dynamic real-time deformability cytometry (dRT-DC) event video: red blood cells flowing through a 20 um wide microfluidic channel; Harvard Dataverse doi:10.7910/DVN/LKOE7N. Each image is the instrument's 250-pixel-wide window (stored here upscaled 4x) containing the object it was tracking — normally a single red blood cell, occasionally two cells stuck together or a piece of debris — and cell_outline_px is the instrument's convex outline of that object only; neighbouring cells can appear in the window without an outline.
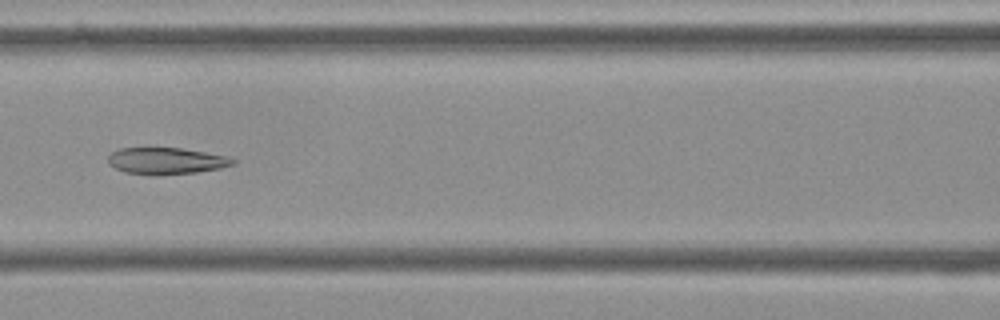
{"species": "Egyptian fruit bat (a non-hibernating species)", "species_latin": "Rousettus aegyptiacus", "temperature_condition": "cold", "stored_images_in_passage": 47, "camera_frame_rate_fps": 3000, "um_per_image_px": 0.085, "frame": {"image": 1, "passage_image": 23, "time_ms": 7.333, "image_size_px": [1000, 320], "cell_outline_px": [[236, 164], [220, 168], [196, 172], [156, 176], [124, 172], [108, 164], [108, 156], [112, 152], [120, 148], [148, 144], [180, 148], [228, 156], [236, 160]], "centroid_in_image_um": [14.07, 13.63], "position_along_channel_um": 152.5, "area_um2": 20.35}}
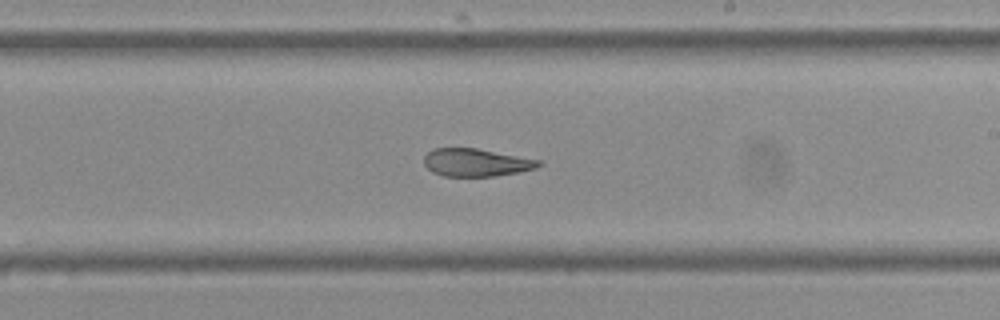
{"frame": {"image": 2, "passage_image": 31, "time_ms": 10.0, "image_size_px": [1000, 320], "cell_outline_px": [[540, 164], [536, 168], [520, 172], [492, 176], [444, 176], [432, 172], [424, 164], [424, 156], [432, 148], [476, 148], [540, 160]], "centroid_in_image_um": [40.44, 13.81], "position_along_channel_um": 248.6, "area_um2": 18.44}}
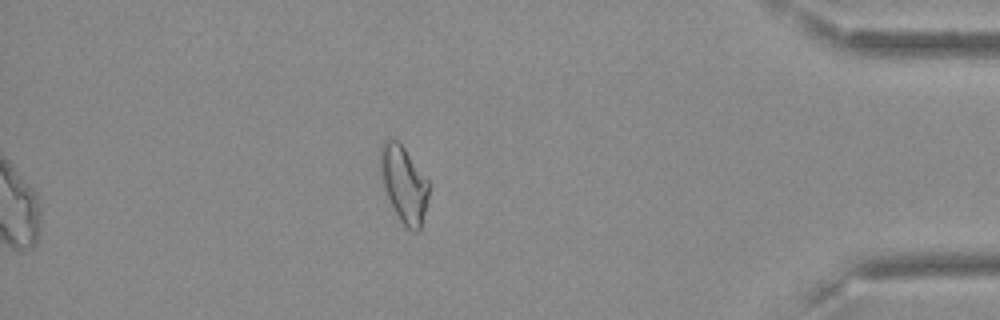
{"frame": {"image": 3, "passage_image": 47, "time_ms": 15.333, "image_size_px": [1000, 320], "cell_outline_px": [[428, 200], [420, 232], [412, 232], [400, 220], [392, 208], [380, 180], [380, 148], [384, 140], [396, 140], [404, 148], [428, 180]], "centroid_in_image_um": [34.31, 15.69], "position_along_channel_um": 400.9, "area_um2": 21.62}, "authors_computed_cell_mechanics": {"area_um2": 21.0392, "velocity_mm_per_s": 3.6173, "shape_relaxation_time_tau1_ms": null, "shape_relaxation_time_tau2_ms": 2.4044, "deformation_change_tau1": null, "deformation_change_tau2": 0.0893}}